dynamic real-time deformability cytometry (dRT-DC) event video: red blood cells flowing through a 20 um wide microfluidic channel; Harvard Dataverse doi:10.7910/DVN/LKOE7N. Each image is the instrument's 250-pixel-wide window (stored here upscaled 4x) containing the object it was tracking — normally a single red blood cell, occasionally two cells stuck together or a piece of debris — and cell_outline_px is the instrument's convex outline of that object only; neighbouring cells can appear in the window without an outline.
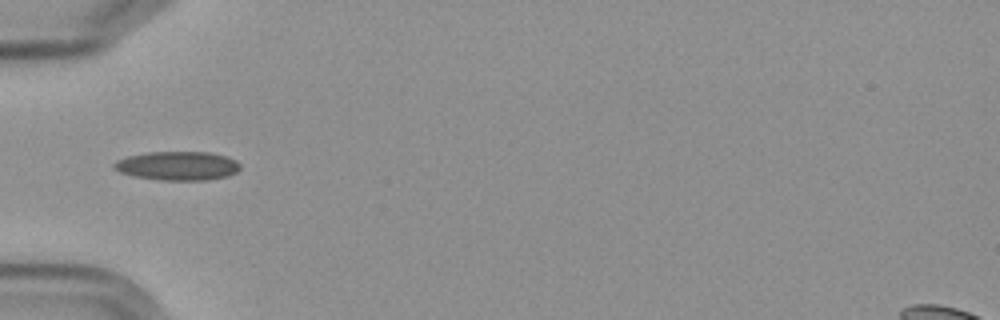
{"species": "Egyptian fruit bat (a non-hibernating species)", "species_latin": "Rousettus aegyptiacus", "temperature_condition": "cold", "stored_images_in_passage": 5, "camera_frame_rate_fps": 3000, "um_per_image_px": 0.085, "frame": {"image": 1, "passage_image": 4, "time_ms": 4.333, "image_size_px": [1000, 320], "cell_outline_px": [[240, 168], [236, 172], [228, 176], [208, 180], [160, 180], [132, 176], [120, 172], [112, 168], [112, 164], [116, 160], [128, 156], [148, 152], [208, 152], [224, 156], [236, 160], [240, 164]], "centroid_in_image_um": [15.07, 14.1], "position_along_channel_um": 69.9, "area_um2": 21.33}}
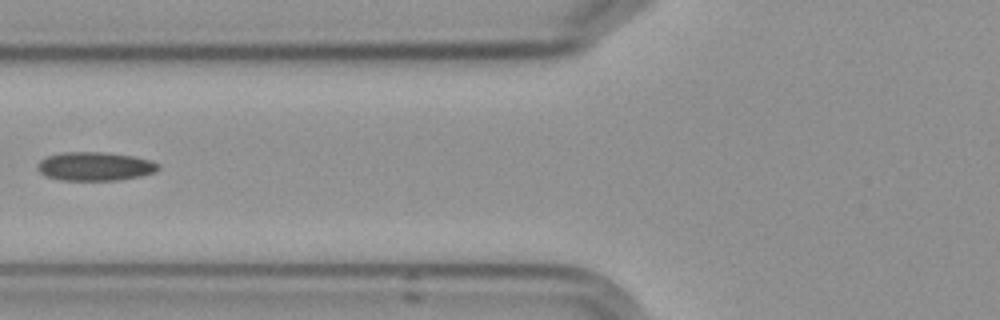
{"frame": {"image": 2, "passage_image": 5, "time_ms": 5.667, "image_size_px": [1000, 320], "cell_outline_px": [[156, 168], [152, 172], [140, 176], [116, 180], [60, 180], [44, 176], [36, 168], [36, 164], [40, 160], [48, 156], [60, 152], [104, 152], [132, 156], [148, 160], [156, 164]], "centroid_in_image_um": [7.94, 14.14], "position_along_channel_um": 117.9, "area_um2": 19.94}}